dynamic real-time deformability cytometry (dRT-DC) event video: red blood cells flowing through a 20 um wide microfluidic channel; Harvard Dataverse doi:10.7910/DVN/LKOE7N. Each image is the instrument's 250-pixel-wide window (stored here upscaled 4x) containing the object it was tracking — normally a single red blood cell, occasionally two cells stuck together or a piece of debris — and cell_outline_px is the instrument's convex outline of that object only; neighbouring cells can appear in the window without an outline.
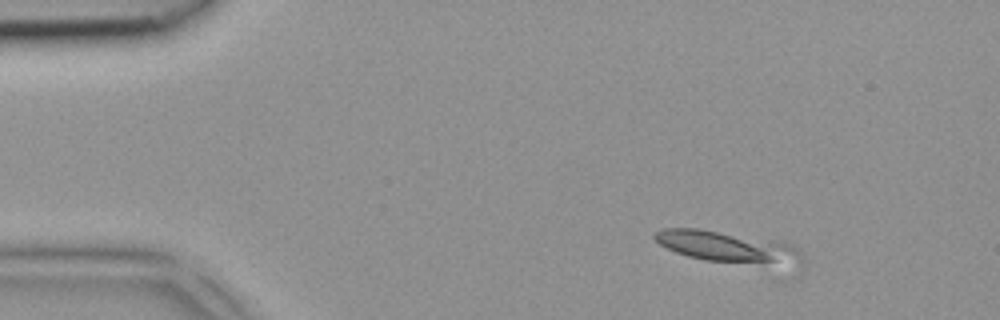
{"species": "common noctule bat (a hibernating species)", "species_latin": "Nyctalus noctula", "temperature_condition": "room temperature", "stored_images_in_passage": 4, "segment_of_instrument_passage": [1, 2], "camera_frame_rate_fps": 3000, "um_per_image_px": 0.085, "animal": {"sex": "female", "body_mass_g": 18.4}, "frame": {"image": 1, "passage_image": 1, "time_ms": 0.0, "image_size_px": [1000, 320], "cell_outline_px": [[804, 260], [800, 264], [704, 260], [688, 256], [676, 252], [660, 244], [652, 236], [656, 232], [664, 228], [700, 228], [784, 240], [796, 244], [804, 256]], "centroid_in_image_um": [61.92, 20.93], "position_along_channel_um": 23.1, "area_um2": 26.88}}